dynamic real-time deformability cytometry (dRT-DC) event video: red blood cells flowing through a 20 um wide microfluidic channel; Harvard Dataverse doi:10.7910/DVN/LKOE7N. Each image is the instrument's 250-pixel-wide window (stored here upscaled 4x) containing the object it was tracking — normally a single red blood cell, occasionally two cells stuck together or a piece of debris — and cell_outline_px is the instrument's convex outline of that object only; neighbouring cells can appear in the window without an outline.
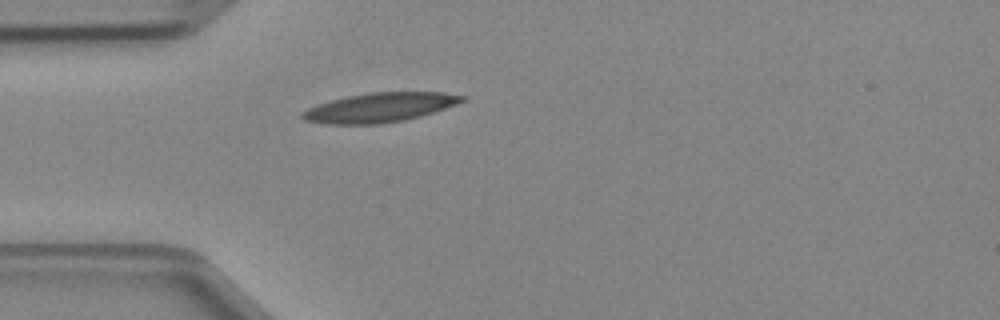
{"species": "Egyptian fruit bat (a non-hibernating species)", "species_latin": "Rousettus aegyptiacus", "temperature_condition": "cold", "stored_images_in_passage": 1, "camera_frame_rate_fps": 3000, "um_per_image_px": 0.085, "animal": {"sex": "female"}, "frame": {"image": 1, "passage_image": 1, "time_ms": 0.0, "image_size_px": [1000, 320], "cell_outline_px": [[468, 96], [464, 100], [456, 104], [420, 116], [404, 120], [380, 124], [324, 124], [304, 120], [300, 116], [300, 112], [308, 108], [332, 100], [348, 96], [368, 92], [444, 92]], "centroid_in_image_um": [32.26, 9.14], "position_along_channel_um": 52.7, "area_um2": 27.22}}